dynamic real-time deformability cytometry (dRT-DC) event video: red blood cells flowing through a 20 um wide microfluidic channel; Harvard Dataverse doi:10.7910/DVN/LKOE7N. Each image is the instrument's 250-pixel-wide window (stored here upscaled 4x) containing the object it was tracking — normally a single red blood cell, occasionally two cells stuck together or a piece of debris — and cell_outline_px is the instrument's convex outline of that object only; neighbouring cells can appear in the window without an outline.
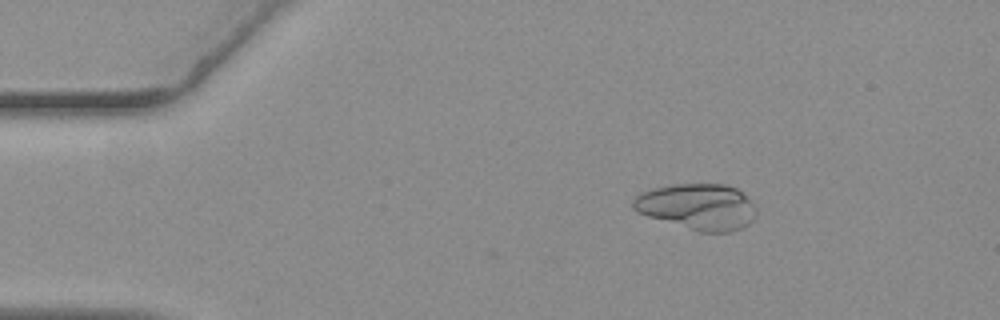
{"species": "common noctule bat (a hibernating species)", "species_latin": "Nyctalus noctula", "temperature_condition": "warm", "stored_images_in_passage": 53, "camera_frame_rate_fps": 3000, "um_per_image_px": 0.085, "animal": {"sex": "female", "body_mass_g": 19.3, "forearm_length_mm": 54.1}, "frame": {"image": 1, "passage_image": 5, "time_ms": 1.333, "image_size_px": [1000, 320], "cell_outline_px": [[756, 212], [752, 220], [748, 224], [740, 228], [728, 232], [700, 232], [648, 216], [636, 212], [632, 208], [632, 200], [640, 192], [652, 188], [672, 184], [724, 184], [736, 188], [756, 208]], "centroid_in_image_um": [59.24, 17.56], "position_along_channel_um": 25.8, "area_um2": 32.83}}